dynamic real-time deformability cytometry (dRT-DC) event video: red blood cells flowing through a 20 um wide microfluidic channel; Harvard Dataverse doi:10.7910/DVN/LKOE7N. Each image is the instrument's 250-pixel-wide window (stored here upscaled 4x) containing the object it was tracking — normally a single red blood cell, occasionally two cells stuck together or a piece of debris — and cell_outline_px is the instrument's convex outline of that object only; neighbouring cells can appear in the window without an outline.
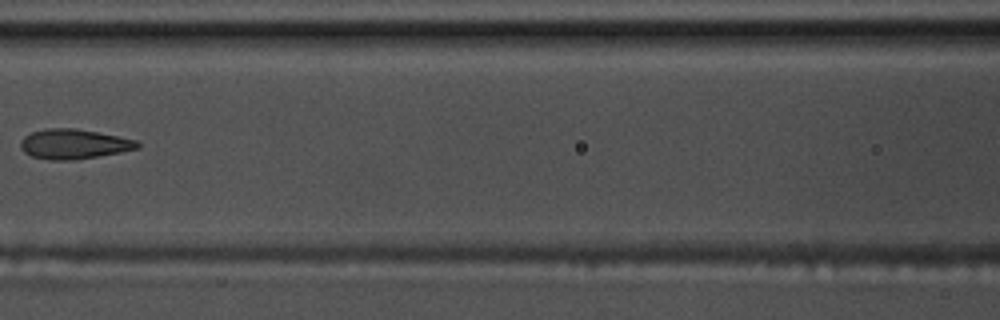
{"species": "common noctule bat (a hibernating species)", "species_latin": "Nyctalus noctula", "temperature_condition": "warm", "stored_images_in_passage": 4, "camera_frame_rate_fps": 3000, "um_per_image_px": 0.085, "animal": {"sex": "male", "body_mass_g": 17.5, "forearm_length_mm": 52.3}, "frame": {"image": 1, "passage_image": 3, "time_ms": 0.667, "image_size_px": [1000, 320], "cell_outline_px": [[140, 148], [120, 152], [76, 160], [48, 160], [32, 156], [24, 152], [20, 148], [20, 140], [24, 136], [32, 132], [44, 128], [76, 128], [136, 140], [140, 144]], "centroid_in_image_um": [6.24, 12.25], "position_along_channel_um": 160.4, "area_um2": 20.35}}